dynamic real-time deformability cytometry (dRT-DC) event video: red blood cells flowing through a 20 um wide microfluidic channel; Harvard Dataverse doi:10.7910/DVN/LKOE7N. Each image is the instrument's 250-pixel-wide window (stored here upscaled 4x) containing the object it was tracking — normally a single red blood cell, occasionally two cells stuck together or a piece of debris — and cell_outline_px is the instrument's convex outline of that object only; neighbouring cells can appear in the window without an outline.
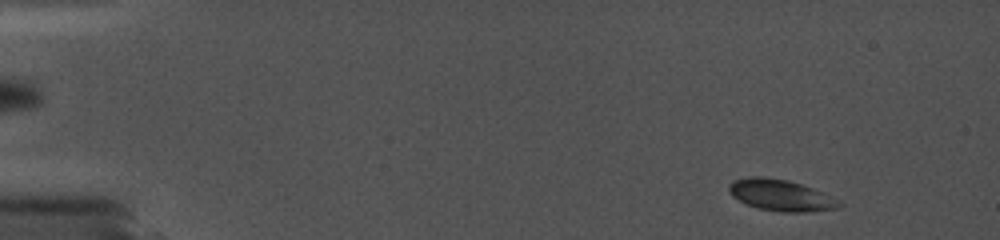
{"species": "common noctule bat (a hibernating species)", "species_latin": "Nyctalus noctula", "temperature_condition": "cold", "stored_images_in_passage": 41, "camera_frame_rate_fps": 5000, "um_per_image_px": 0.085, "animal": {"sex": "female", "body_mass_g": 19.0, "forearm_length_mm": 56.7}, "frame": {"image": 1, "passage_image": 4, "time_ms": 0.8, "image_size_px": [1000, 240], "cell_outline_px": [[844, 204], [840, 208], [804, 212], [780, 212], [756, 208], [744, 204], [732, 196], [728, 192], [728, 184], [732, 180], [748, 176], [764, 176], [788, 180], [812, 188]], "centroid_in_image_um": [66.27, 16.59], "position_along_channel_um": 18.7, "area_um2": 20.29}}
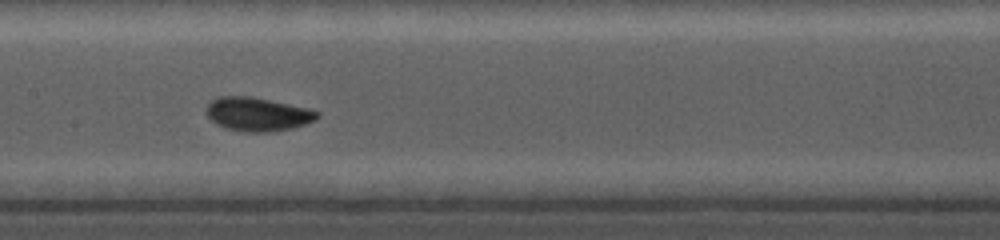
{"frame": {"image": 2, "passage_image": 27, "time_ms": 8.4, "image_size_px": [1000, 240], "cell_outline_px": [[320, 116], [316, 120], [292, 128], [268, 132], [248, 132], [224, 128], [216, 124], [208, 116], [208, 104], [216, 96], [252, 96], [308, 108], [320, 112]], "centroid_in_image_um": [21.91, 9.7], "position_along_channel_um": 185.5, "area_um2": 21.73}}
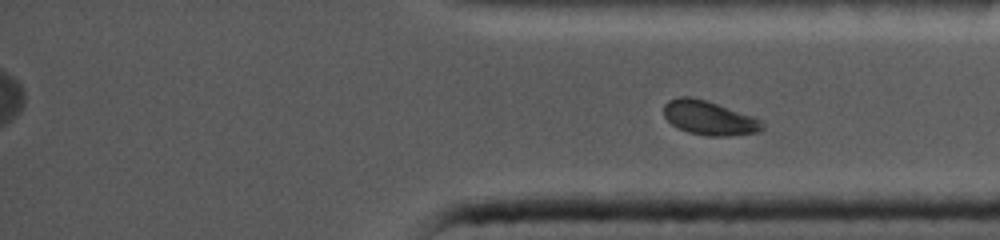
{"frame": {"image": 3, "passage_image": 41, "time_ms": 13.4, "image_size_px": [1000, 240], "cell_outline_px": [[764, 128], [760, 132], [732, 136], [708, 136], [688, 132], [676, 128], [664, 116], [664, 104], [668, 100], [676, 96], [692, 96], [756, 116], [764, 120]], "centroid_in_image_um": [60.32, 10.02], "position_along_channel_um": 374.9, "area_um2": 20.11}}